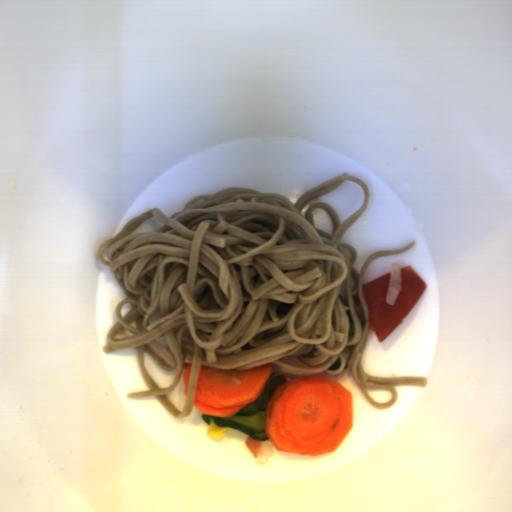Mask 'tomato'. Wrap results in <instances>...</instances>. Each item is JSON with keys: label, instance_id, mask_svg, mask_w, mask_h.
<instances>
[{"label": "tomato", "instance_id": "512abeb7", "mask_svg": "<svg viewBox=\"0 0 512 512\" xmlns=\"http://www.w3.org/2000/svg\"><path fill=\"white\" fill-rule=\"evenodd\" d=\"M401 285L393 305L386 304L390 271L361 286L369 309L368 326L381 343L389 337L411 312L427 284L410 266L400 268Z\"/></svg>", "mask_w": 512, "mask_h": 512}]
</instances>
